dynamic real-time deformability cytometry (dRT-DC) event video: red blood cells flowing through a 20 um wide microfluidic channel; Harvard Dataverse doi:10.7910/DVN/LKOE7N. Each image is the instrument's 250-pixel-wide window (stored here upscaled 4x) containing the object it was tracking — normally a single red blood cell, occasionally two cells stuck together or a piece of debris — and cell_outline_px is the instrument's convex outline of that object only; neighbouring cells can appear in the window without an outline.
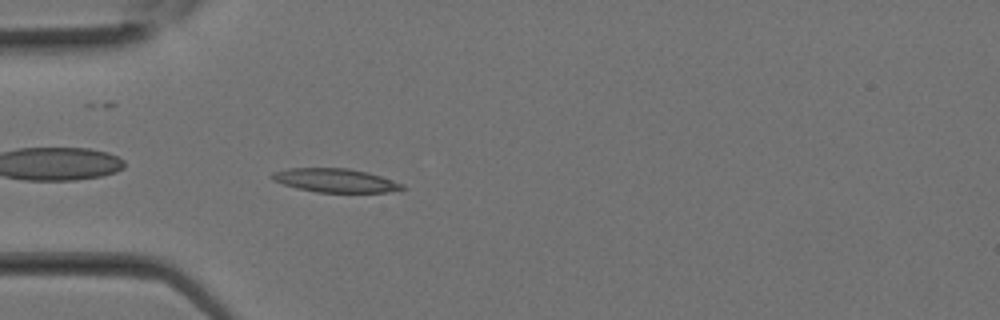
{"species": "Egyptian fruit bat (a non-hibernating species)", "species_latin": "Rousettus aegyptiacus", "temperature_condition": "room temperature", "stored_images_in_passage": 6, "camera_frame_rate_fps": 3000, "um_per_image_px": 0.085, "animal": {"sex": "female"}, "frame": {"image": 1, "passage_image": 4, "time_ms": 1.0, "image_size_px": [1000, 320], "cell_outline_px": [[408, 188], [400, 192], [316, 192], [296, 188], [272, 180], [268, 176], [272, 172], [288, 168], [348, 168], [368, 172], [404, 184]], "centroid_in_image_um": [28.53, 15.34], "position_along_channel_um": 56.5, "area_um2": 18.26}}
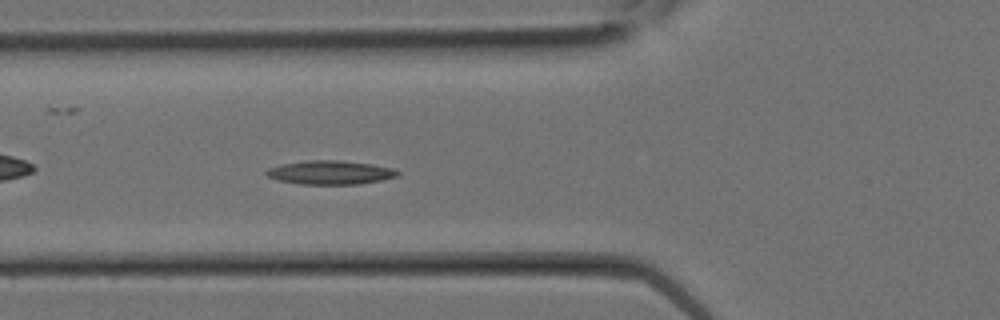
{"frame": {"image": 2, "passage_image": 6, "time_ms": 1.667, "image_size_px": [1000, 320], "cell_outline_px": [[400, 172], [396, 176], [380, 180], [360, 184], [300, 184], [276, 180], [268, 176], [264, 172], [268, 168], [280, 164], [308, 160], [340, 160], [372, 164], [392, 168]], "centroid_in_image_um": [28.02, 14.66], "position_along_channel_um": 97.8, "area_um2": 18.21}}